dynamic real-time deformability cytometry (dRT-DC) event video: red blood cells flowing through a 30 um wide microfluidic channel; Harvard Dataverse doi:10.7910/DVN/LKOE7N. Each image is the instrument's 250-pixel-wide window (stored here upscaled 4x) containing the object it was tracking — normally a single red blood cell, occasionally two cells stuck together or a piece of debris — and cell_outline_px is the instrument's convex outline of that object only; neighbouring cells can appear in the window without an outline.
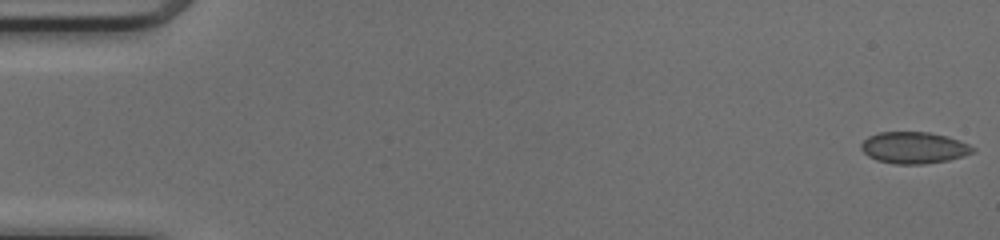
{"species": "common noctule bat (a hibernating species)", "species_latin": "Nyctalus noctula", "temperature_condition": "cold", "stored_images_in_passage": 47, "camera_frame_rate_fps": 3000, "um_per_image_px": 0.085, "animal": {"sex": "female", "body_mass_g": 17.0, "forearm_length_mm": 48.0}, "frame": {"image": 1, "passage_image": 1, "time_ms": 0.0, "image_size_px": [1000, 240], "cell_outline_px": [[976, 152], [964, 156], [948, 160], [920, 164], [896, 164], [876, 160], [868, 156], [860, 148], [860, 144], [868, 136], [880, 132], [928, 132], [948, 136], [968, 144], [976, 148]], "centroid_in_image_um": [77.69, 12.55], "position_along_channel_um": 7.3, "area_um2": 20.63}}
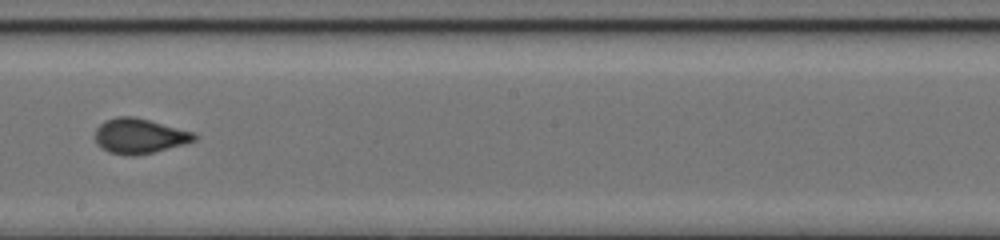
{"frame": {"image": 2, "passage_image": 29, "time_ms": 9.333, "image_size_px": [1000, 240], "cell_outline_px": [[196, 140], [184, 144], [136, 156], [124, 156], [108, 152], [96, 144], [96, 128], [104, 120], [116, 116], [132, 116], [196, 132]], "centroid_in_image_um": [11.83, 11.56], "position_along_channel_um": 236.4, "area_um2": 20.35}}
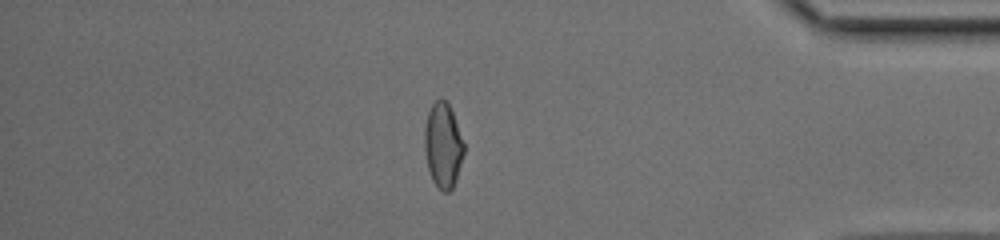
{"frame": {"image": 3, "passage_image": 43, "time_ms": 14.0, "image_size_px": [1000, 240], "cell_outline_px": [[464, 152], [456, 180], [452, 188], [448, 192], [444, 192], [432, 180], [428, 168], [424, 148], [424, 128], [428, 112], [432, 104], [436, 100], [448, 100], [464, 144]], "centroid_in_image_um": [37.65, 12.34], "position_along_channel_um": 397.6, "area_um2": 19.36}, "authors_computed_cell_mechanics": {"area_um2": 20.1722, "velocity_mm_per_s": 4.1556, "shape_relaxation_time_tau1_ms": null, "shape_relaxation_time_tau2_ms": 0.7035, "deformation_change_tau1": null, "deformation_change_tau2": 0.0373}}